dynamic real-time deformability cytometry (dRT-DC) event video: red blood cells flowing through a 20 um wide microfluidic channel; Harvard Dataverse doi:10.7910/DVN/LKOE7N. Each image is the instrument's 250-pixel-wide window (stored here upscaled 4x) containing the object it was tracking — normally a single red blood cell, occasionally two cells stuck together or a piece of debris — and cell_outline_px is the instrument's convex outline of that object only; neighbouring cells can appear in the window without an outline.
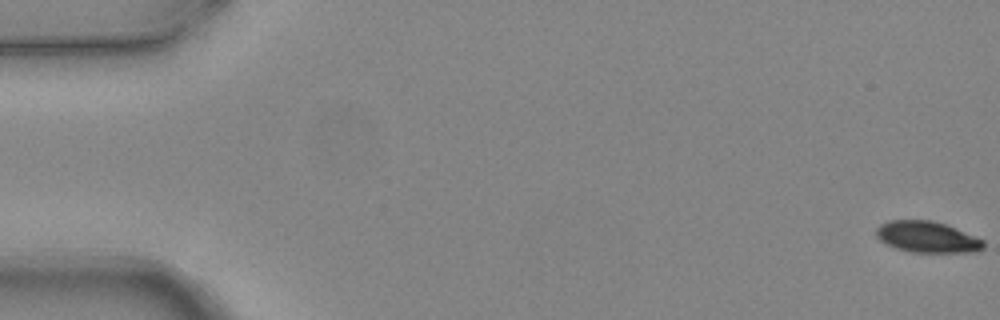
{"species": "common noctule bat (a hibernating species)", "species_latin": "Nyctalus noctula", "temperature_condition": "warm", "stored_images_in_passage": 7, "camera_frame_rate_fps": 3000, "um_per_image_px": 0.085, "animal": {"sex": "female", "body_mass_g": 24.6, "forearm_length_mm": 56.2}, "frame": {"image": 1, "passage_image": 1, "time_ms": 0.0, "image_size_px": [1000, 320], "cell_outline_px": [[984, 248], [972, 252], [912, 252], [896, 248], [880, 240], [876, 236], [876, 228], [880, 224], [888, 220], [932, 220], [944, 224], [984, 240]], "centroid_in_image_um": [78.78, 20.14], "position_along_channel_um": 6.2, "area_um2": 19.31}}